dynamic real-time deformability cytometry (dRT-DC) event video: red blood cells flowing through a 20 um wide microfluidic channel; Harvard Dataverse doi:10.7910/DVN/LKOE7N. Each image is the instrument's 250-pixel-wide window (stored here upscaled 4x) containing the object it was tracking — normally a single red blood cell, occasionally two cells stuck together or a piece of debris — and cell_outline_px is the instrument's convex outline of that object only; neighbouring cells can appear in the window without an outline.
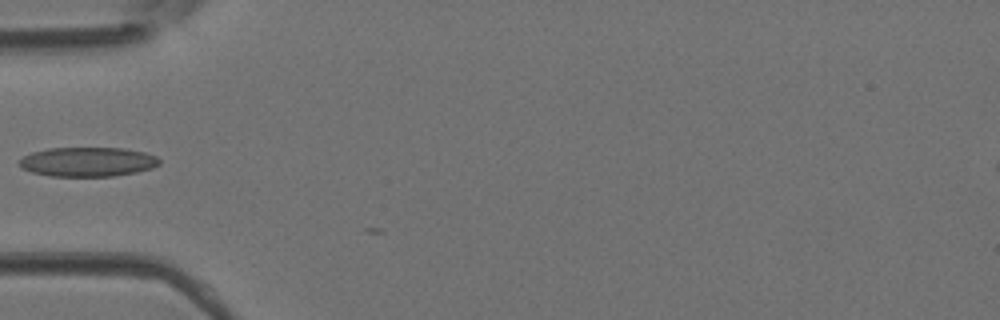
{"species": "Egyptian fruit bat (a non-hibernating species)", "species_latin": "Rousettus aegyptiacus", "temperature_condition": "room temperature", "stored_images_in_passage": 3, "camera_frame_rate_fps": 3000, "um_per_image_px": 0.085, "animal": {"sex": "female"}, "frame": {"image": 1, "passage_image": 2, "time_ms": 0.333, "image_size_px": [1000, 320], "cell_outline_px": [[160, 164], [152, 168], [136, 172], [112, 176], [48, 176], [32, 172], [24, 168], [20, 164], [20, 160], [24, 156], [32, 152], [48, 148], [124, 148], [144, 152], [156, 156], [160, 160]], "centroid_in_image_um": [7.48, 13.75], "position_along_channel_um": 77.5, "area_um2": 23.87}}